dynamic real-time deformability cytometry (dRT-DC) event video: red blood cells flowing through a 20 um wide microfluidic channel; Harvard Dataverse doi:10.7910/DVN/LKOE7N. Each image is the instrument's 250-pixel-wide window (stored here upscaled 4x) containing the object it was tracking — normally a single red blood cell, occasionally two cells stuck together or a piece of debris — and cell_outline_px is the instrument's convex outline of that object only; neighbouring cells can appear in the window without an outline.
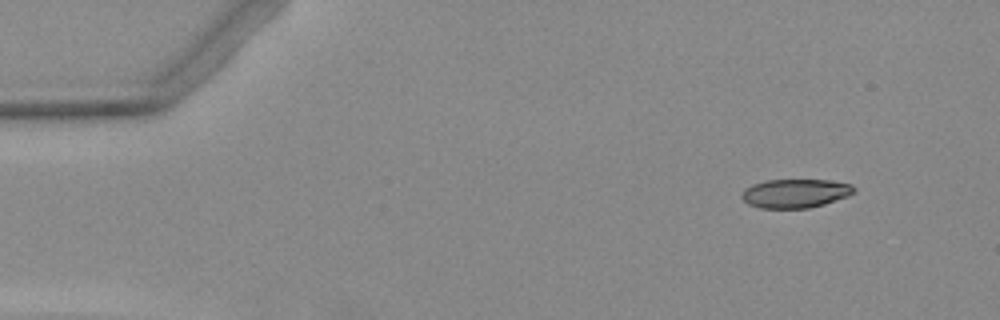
{"species": "Egyptian fruit bat (a non-hibernating species)", "species_latin": "Rousettus aegyptiacus", "temperature_condition": "warm", "stored_images_in_passage": 5, "camera_frame_rate_fps": 3000, "um_per_image_px": 0.085, "animal": {"sex": "female"}, "frame": {"image": 1, "passage_image": 1, "time_ms": 0.0, "image_size_px": [1000, 320], "cell_outline_px": [[856, 192], [848, 196], [824, 204], [808, 208], [760, 208], [748, 204], [740, 196], [744, 188], [752, 184], [768, 180], [828, 180], [852, 184], [856, 188]], "centroid_in_image_um": [67.61, 16.43], "position_along_channel_um": 17.4, "area_um2": 18.96}}
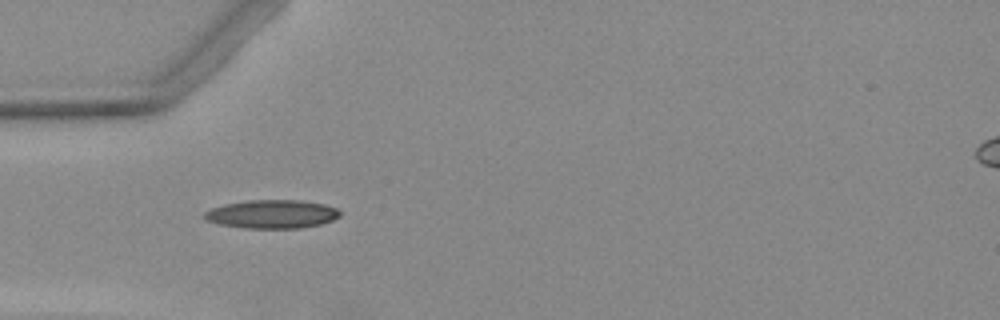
{"frame": {"image": 2, "passage_image": 4, "time_ms": 3.667, "image_size_px": [1000, 320], "cell_outline_px": [[340, 216], [332, 220], [320, 224], [300, 228], [244, 228], [220, 224], [204, 220], [204, 212], [212, 208], [224, 204], [248, 200], [300, 200], [324, 204], [336, 208], [340, 212]], "centroid_in_image_um": [23.1, 18.2], "position_along_channel_um": 61.9, "area_um2": 22.48}}
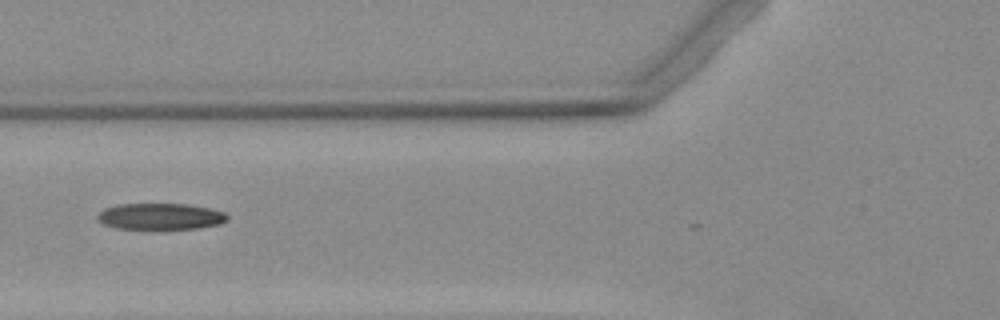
{"frame": {"image": 3, "passage_image": 5, "time_ms": 5.0, "image_size_px": [1000, 320], "cell_outline_px": [[228, 220], [220, 224], [196, 228], [164, 232], [156, 232], [116, 228], [104, 224], [96, 216], [104, 208], [116, 204], [188, 204], [212, 208], [224, 212], [228, 216]], "centroid_in_image_um": [13.65, 18.44], "position_along_channel_um": 112.2, "area_um2": 21.04}}